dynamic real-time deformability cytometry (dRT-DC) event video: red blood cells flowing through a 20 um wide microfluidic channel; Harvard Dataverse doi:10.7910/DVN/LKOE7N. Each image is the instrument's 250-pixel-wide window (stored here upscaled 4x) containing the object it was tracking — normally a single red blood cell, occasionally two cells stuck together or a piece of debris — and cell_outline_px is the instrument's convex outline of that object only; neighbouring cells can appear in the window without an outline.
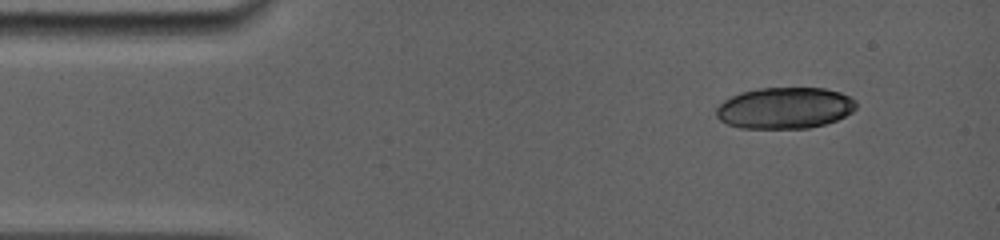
{"species": "common noctule bat (a hibernating species)", "species_latin": "Nyctalus noctula", "temperature_condition": "room temperature", "stored_images_in_passage": 8, "camera_frame_rate_fps": 5000, "um_per_image_px": 0.085, "animal": {"sex": "female", "body_mass_g": 19.0, "forearm_length_mm": 56.7}, "frame": {"image": 1, "passage_image": 3, "time_ms": 1.0, "image_size_px": [1000, 240], "cell_outline_px": [[856, 108], [852, 112], [836, 120], [824, 124], [808, 128], [740, 128], [728, 124], [720, 120], [716, 116], [716, 108], [724, 100], [740, 92], [760, 88], [824, 88], [840, 92], [856, 100]], "centroid_in_image_um": [66.7, 9.18], "position_along_channel_um": 18.3, "area_um2": 33.7}}